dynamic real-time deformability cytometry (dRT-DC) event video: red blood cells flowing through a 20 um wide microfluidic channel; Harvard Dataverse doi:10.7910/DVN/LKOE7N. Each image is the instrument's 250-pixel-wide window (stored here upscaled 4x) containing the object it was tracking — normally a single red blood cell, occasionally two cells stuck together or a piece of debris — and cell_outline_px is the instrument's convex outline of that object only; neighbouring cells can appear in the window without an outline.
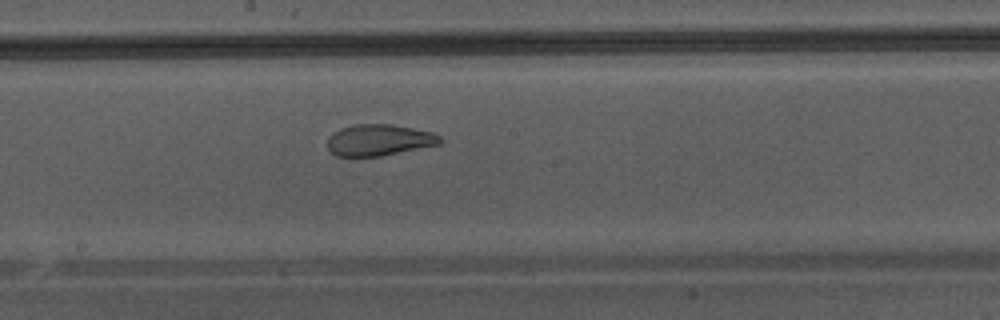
{"species": "Egyptian fruit bat (a non-hibernating species)", "species_latin": "Rousettus aegyptiacus", "temperature_condition": "warm", "stored_images_in_passage": 36, "camera_frame_rate_fps": 3000, "um_per_image_px": 0.085, "animal": {"sex": "male"}, "frame": {"image": 1, "passage_image": 16, "time_ms": 5.0, "image_size_px": [1000, 320], "cell_outline_px": [[444, 140], [440, 144], [380, 156], [336, 156], [328, 148], [328, 136], [332, 132], [340, 128], [352, 124], [392, 124], [432, 132], [440, 136]], "centroid_in_image_um": [32.21, 11.89], "position_along_channel_um": 216.0, "area_um2": 20.63}}
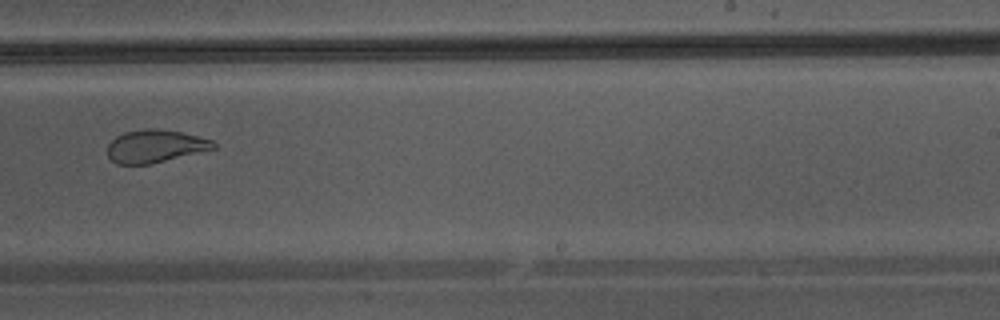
{"frame": {"image": 2, "passage_image": 20, "time_ms": 6.333, "image_size_px": [1000, 320], "cell_outline_px": [[216, 148], [148, 164], [116, 164], [108, 156], [108, 144], [116, 136], [124, 132], [144, 128], [156, 128], [180, 132], [212, 140], [216, 144]], "centroid_in_image_um": [13.15, 12.41], "position_along_channel_um": 275.8, "area_um2": 20.0}}